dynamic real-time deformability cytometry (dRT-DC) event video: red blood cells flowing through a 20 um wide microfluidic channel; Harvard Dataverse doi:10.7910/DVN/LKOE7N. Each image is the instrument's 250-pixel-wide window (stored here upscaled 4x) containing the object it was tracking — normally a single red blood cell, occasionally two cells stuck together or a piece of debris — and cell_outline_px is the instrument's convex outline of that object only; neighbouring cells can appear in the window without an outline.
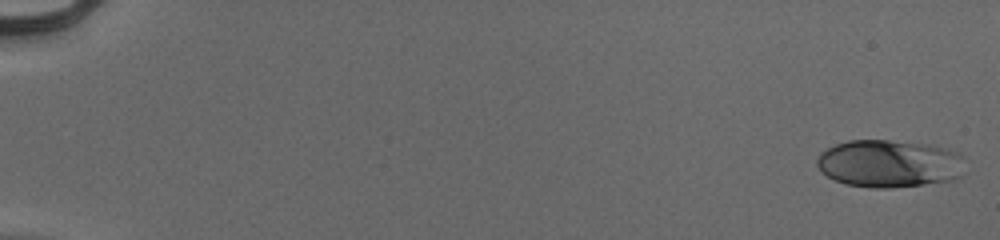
{"species": "human", "species_latin": "Homo sapiens", "temperature_condition": "cold", "stored_images_in_passage": 53, "camera_frame_rate_fps": 3000, "um_per_image_px": 0.085, "donor": {"sex": "male"}, "frame": {"image": 1, "passage_image": 1, "time_ms": 0.0, "image_size_px": [1000, 240], "cell_outline_px": [[964, 156], [960, 176], [956, 180], [888, 188], [872, 188], [844, 184], [828, 176], [816, 164], [816, 160], [820, 152], [836, 144], [848, 140], [888, 140], [932, 144], [948, 148]], "centroid_in_image_um": [75.6, 13.89], "position_along_channel_um": 9.4, "area_um2": 41.27}}
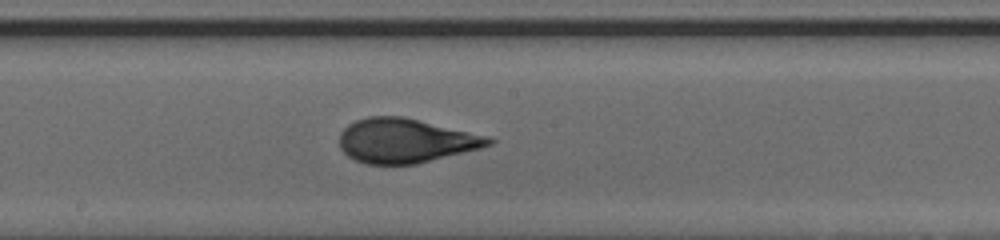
{"frame": {"image": 2, "passage_image": 31, "time_ms": 10.0, "image_size_px": [1000, 240], "cell_outline_px": [[496, 140], [492, 144], [480, 148], [416, 164], [364, 164], [348, 156], [340, 148], [340, 132], [348, 124], [356, 120], [368, 116], [404, 116], [488, 136]], "centroid_in_image_um": [34.45, 11.95], "position_along_channel_um": 213.7, "area_um2": 38.49}}
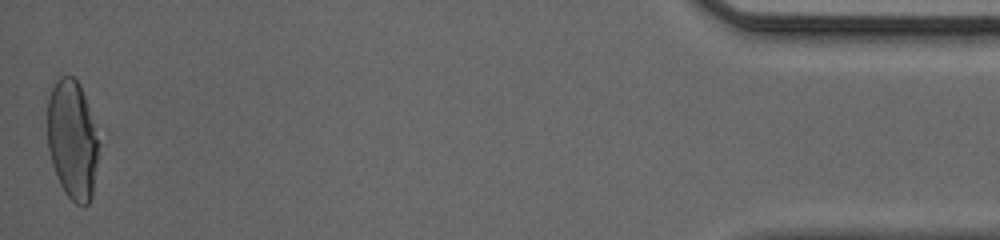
{"frame": {"image": 3, "passage_image": 53, "time_ms": 17.333, "image_size_px": [1000, 240], "cell_outline_px": [[100, 136], [92, 196], [88, 204], [84, 208], [76, 204], [64, 192], [60, 184], [52, 164], [48, 148], [48, 100], [52, 88], [56, 80], [60, 76], [72, 76], [80, 84], [100, 132]], "centroid_in_image_um": [6.18, 11.87], "position_along_channel_um": 429.0, "area_um2": 36.18}, "authors_computed_cell_mechanics": {"area_um2": 37.859, "velocity_mm_per_s": 4.0005, "shape_relaxation_time_tau1_ms": 3.8503, "shape_relaxation_time_tau2_ms": 0.7113, "deformation_change_tau1": 0.1827, "deformation_change_tau2": 0.0574}}